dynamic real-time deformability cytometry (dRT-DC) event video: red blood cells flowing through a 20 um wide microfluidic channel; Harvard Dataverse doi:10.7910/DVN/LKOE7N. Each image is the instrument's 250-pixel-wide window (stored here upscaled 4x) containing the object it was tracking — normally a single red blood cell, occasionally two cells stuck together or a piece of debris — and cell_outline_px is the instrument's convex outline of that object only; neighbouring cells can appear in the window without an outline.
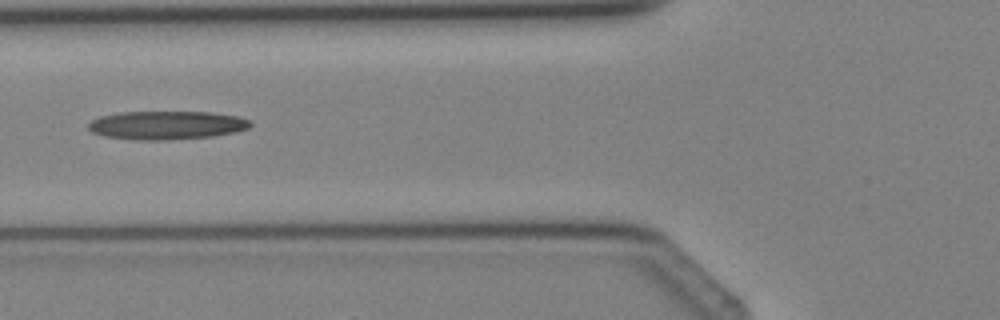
{"species": "Egyptian fruit bat (a non-hibernating species)", "species_latin": "Rousettus aegyptiacus", "temperature_condition": "cold", "stored_images_in_passage": 4, "camera_frame_rate_fps": 3000, "um_per_image_px": 0.085, "animal": {"sex": "female"}, "frame": {"image": 1, "passage_image": 4, "time_ms": 3.333, "image_size_px": [1000, 320], "cell_outline_px": [[252, 124], [248, 128], [236, 132], [212, 136], [168, 140], [136, 140], [104, 136], [92, 132], [88, 128], [88, 124], [92, 120], [100, 116], [120, 112], [212, 112], [236, 116], [248, 120]], "centroid_in_image_um": [14.14, 10.64], "position_along_channel_um": 111.7, "area_um2": 26.88}}